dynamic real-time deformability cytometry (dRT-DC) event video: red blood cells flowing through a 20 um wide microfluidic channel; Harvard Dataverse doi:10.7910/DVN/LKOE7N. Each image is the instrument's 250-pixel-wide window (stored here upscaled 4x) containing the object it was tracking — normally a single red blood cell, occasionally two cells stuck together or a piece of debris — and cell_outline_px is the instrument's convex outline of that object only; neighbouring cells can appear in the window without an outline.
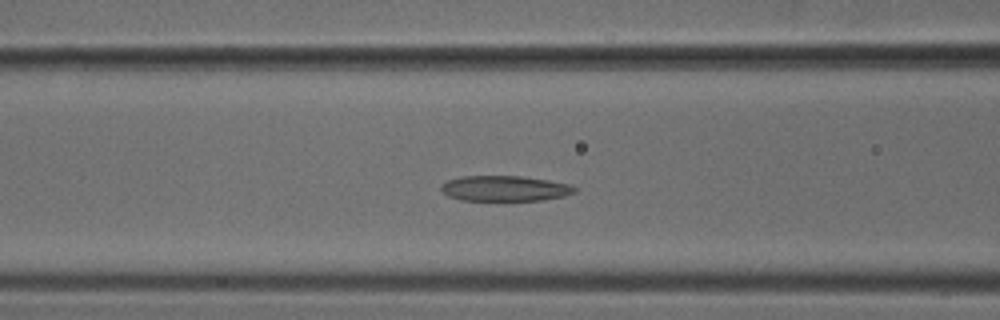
{"species": "common noctule bat (a hibernating species)", "species_latin": "Nyctalus noctula", "temperature_condition": "cold", "stored_images_in_passage": 48, "camera_frame_rate_fps": 3000, "um_per_image_px": 0.085, "animal": {"sex": "male", "body_mass_g": 18.8}, "frame": {"image": 1, "passage_image": 18, "time_ms": 5.667, "image_size_px": [1000, 320], "cell_outline_px": [[576, 192], [564, 196], [540, 200], [460, 200], [448, 196], [440, 188], [440, 184], [448, 180], [460, 176], [520, 176], [548, 180], [568, 184], [576, 188]], "centroid_in_image_um": [42.87, 16.01], "position_along_channel_um": 123.7, "area_um2": 19.71}}
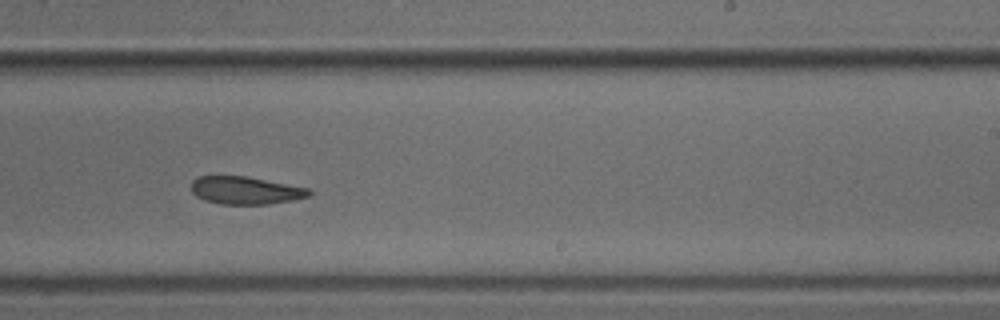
{"frame": {"image": 2, "passage_image": 29, "time_ms": 9.333, "image_size_px": [1000, 320], "cell_outline_px": [[312, 196], [292, 200], [268, 204], [220, 204], [204, 200], [196, 196], [192, 192], [192, 180], [196, 176], [244, 176], [312, 188]], "centroid_in_image_um": [20.9, 16.18], "position_along_channel_um": 268.1, "area_um2": 19.19}}
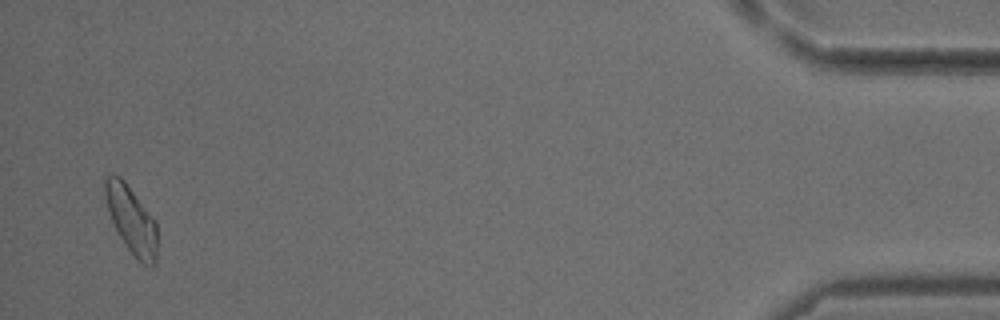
{"frame": {"image": 3, "passage_image": 47, "time_ms": 15.333, "image_size_px": [1000, 320], "cell_outline_px": [[156, 264], [152, 268], [144, 264], [124, 244], [112, 220], [108, 208], [104, 192], [104, 176], [112, 172], [120, 176], [124, 180], [156, 220]], "centroid_in_image_um": [11.17, 18.63], "position_along_channel_um": 424.0, "area_um2": 20.35}}